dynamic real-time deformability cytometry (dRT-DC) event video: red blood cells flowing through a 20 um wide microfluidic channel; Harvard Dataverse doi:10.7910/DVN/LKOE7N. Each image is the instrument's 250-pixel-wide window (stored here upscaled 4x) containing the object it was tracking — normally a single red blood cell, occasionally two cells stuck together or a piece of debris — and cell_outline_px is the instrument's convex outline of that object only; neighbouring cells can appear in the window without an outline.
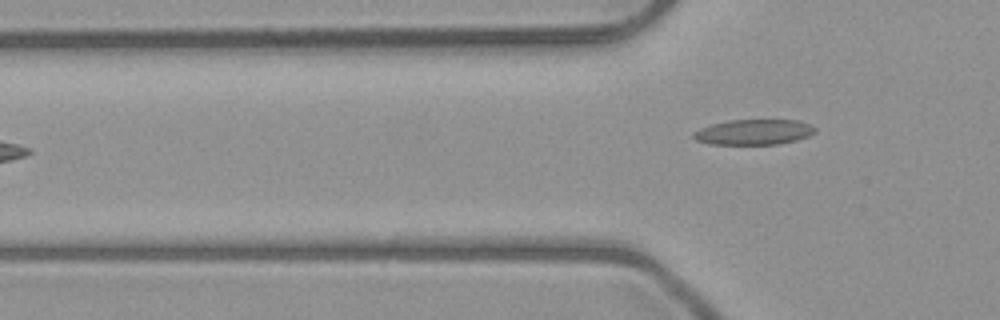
{"species": "common noctule bat (a hibernating species)", "species_latin": "Nyctalus noctula", "temperature_condition": "room temperature", "stored_images_in_passage": 6, "camera_frame_rate_fps": 3000, "um_per_image_px": 0.085, "animal": {"sex": "male", "body_mass_g": 23.1, "forearm_length_mm": 52.7}, "frame": {"image": 1, "passage_image": 6, "time_ms": 5.667, "image_size_px": [1000, 320], "cell_outline_px": [[816, 132], [808, 136], [796, 140], [780, 144], [708, 144], [696, 140], [692, 136], [692, 132], [700, 128], [712, 124], [728, 120], [796, 120], [812, 124], [816, 128]], "centroid_in_image_um": [64.08, 11.22], "position_along_channel_um": 61.7, "area_um2": 18.09}}